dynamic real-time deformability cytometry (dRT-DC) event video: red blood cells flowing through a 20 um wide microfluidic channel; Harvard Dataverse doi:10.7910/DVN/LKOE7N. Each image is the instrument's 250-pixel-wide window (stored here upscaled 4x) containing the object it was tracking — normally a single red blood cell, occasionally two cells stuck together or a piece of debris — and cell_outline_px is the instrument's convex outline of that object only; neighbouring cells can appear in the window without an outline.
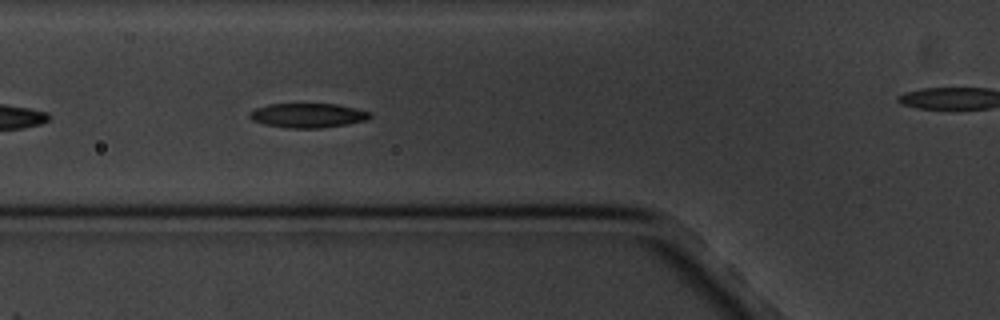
{"species": "common noctule bat (a hibernating species)", "species_latin": "Nyctalus noctula", "temperature_condition": "cold", "stored_images_in_passage": 7, "camera_frame_rate_fps": 3000, "um_per_image_px": 0.085, "animal": {"sex": "male", "body_mass_g": 20.1, "forearm_length_mm": 53.5}, "frame": {"image": 1, "passage_image": 6, "time_ms": 6.667, "image_size_px": [1000, 320], "cell_outline_px": [[372, 116], [368, 120], [348, 124], [320, 128], [288, 128], [264, 124], [252, 120], [248, 116], [248, 112], [256, 108], [268, 104], [340, 104], [372, 112]], "centroid_in_image_um": [26.19, 9.81], "position_along_channel_um": 99.6, "area_um2": 17.34}}